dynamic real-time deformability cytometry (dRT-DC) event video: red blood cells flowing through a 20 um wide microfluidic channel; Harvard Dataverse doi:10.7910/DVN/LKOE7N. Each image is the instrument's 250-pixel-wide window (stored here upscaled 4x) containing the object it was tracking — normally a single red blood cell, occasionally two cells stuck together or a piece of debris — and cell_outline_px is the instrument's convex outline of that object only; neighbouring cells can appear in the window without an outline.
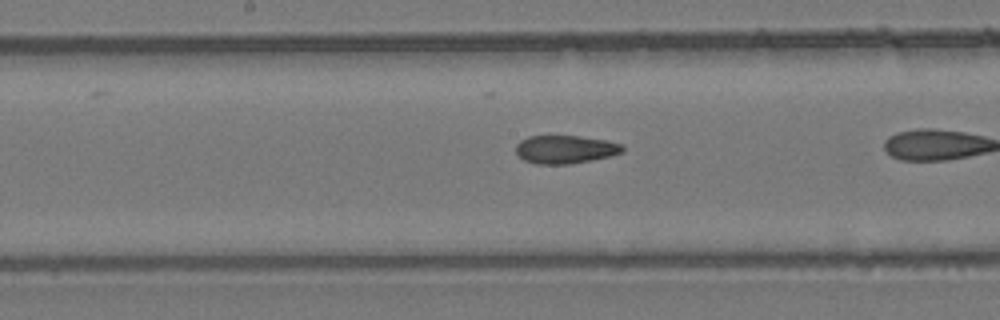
{"species": "common noctule bat (a hibernating species)", "species_latin": "Nyctalus noctula", "temperature_condition": "room temperature", "stored_images_in_passage": 31, "camera_frame_rate_fps": 3000, "um_per_image_px": 0.085, "animal": {"sex": "female", "body_mass_g": 24.6, "forearm_length_mm": 56.2}, "frame": {"image": 1, "passage_image": 18, "time_ms": 5.667, "image_size_px": [1000, 320], "cell_outline_px": [[624, 152], [592, 160], [568, 164], [536, 164], [524, 160], [516, 152], [516, 144], [520, 140], [528, 136], [580, 136], [608, 140], [624, 144]], "centroid_in_image_um": [48.07, 12.69], "position_along_channel_um": 200.1, "area_um2": 17.63}}